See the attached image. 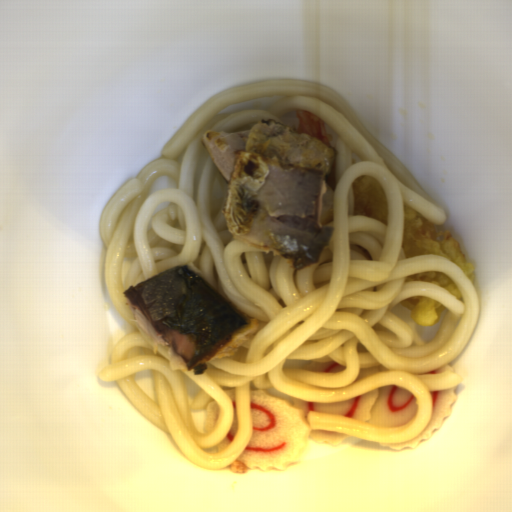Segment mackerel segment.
<instances>
[{
  "mask_svg": "<svg viewBox=\"0 0 512 512\" xmlns=\"http://www.w3.org/2000/svg\"><path fill=\"white\" fill-rule=\"evenodd\" d=\"M203 145L228 185L224 219L234 239L290 260L295 271L320 261L334 228L327 184L336 153L274 119L240 132L209 129Z\"/></svg>",
  "mask_w": 512,
  "mask_h": 512,
  "instance_id": "obj_1",
  "label": "mackerel segment"
},
{
  "mask_svg": "<svg viewBox=\"0 0 512 512\" xmlns=\"http://www.w3.org/2000/svg\"><path fill=\"white\" fill-rule=\"evenodd\" d=\"M123 295L136 325L194 375L205 374L208 363L234 355L260 325L187 264L130 285Z\"/></svg>",
  "mask_w": 512,
  "mask_h": 512,
  "instance_id": "obj_2",
  "label": "mackerel segment"
}]
</instances>
